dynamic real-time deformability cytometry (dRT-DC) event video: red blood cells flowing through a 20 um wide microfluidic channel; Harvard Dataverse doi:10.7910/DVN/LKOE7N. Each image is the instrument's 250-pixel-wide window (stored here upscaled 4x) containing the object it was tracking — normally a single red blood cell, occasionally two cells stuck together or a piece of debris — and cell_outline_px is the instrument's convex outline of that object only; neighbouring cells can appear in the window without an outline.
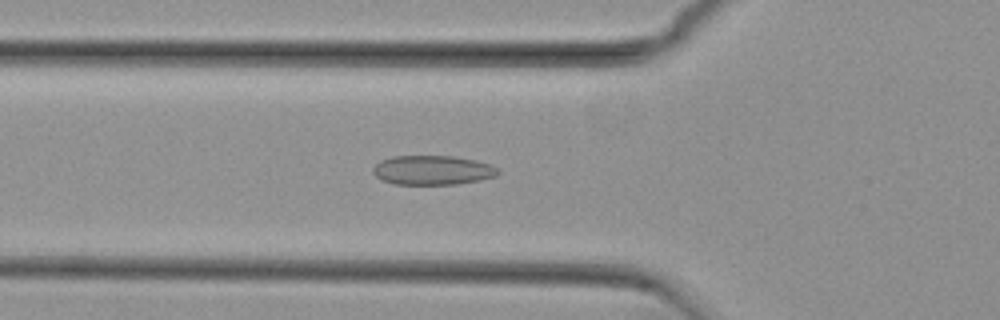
{"species": "common noctule bat (a hibernating species)", "species_latin": "Nyctalus noctula", "temperature_condition": "cold", "stored_images_in_passage": 54, "camera_frame_rate_fps": 3000, "um_per_image_px": 0.085, "animal": {"sex": "female", "body_mass_g": 29.2, "forearm_length_mm": 56.3}, "frame": {"image": 1, "passage_image": 19, "time_ms": 6.0, "image_size_px": [1000, 320], "cell_outline_px": [[500, 172], [496, 176], [480, 180], [456, 184], [396, 184], [380, 180], [372, 172], [372, 168], [380, 160], [392, 156], [452, 156], [476, 160], [488, 164], [496, 168]], "centroid_in_image_um": [36.73, 14.46], "position_along_channel_um": 89.1, "area_um2": 21.39}}
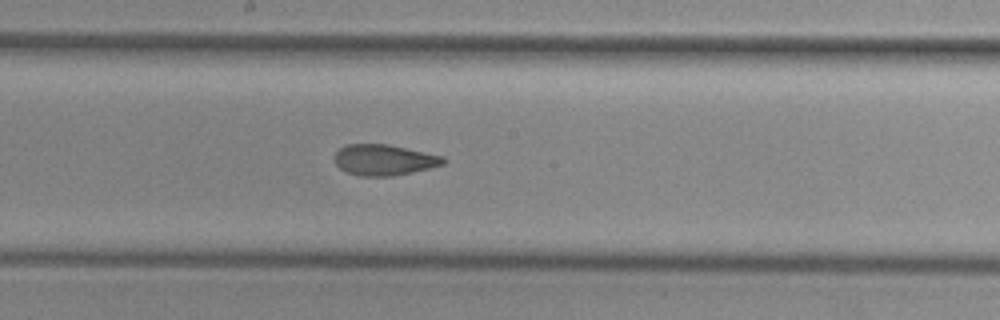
{"frame": {"image": 2, "passage_image": 29, "time_ms": 9.333, "image_size_px": [1000, 320], "cell_outline_px": [[448, 160], [444, 164], [412, 172], [392, 176], [360, 176], [348, 172], [340, 168], [336, 164], [336, 152], [340, 148], [348, 144], [388, 144], [444, 156]], "centroid_in_image_um": [32.68, 13.59], "position_along_channel_um": 215.5, "area_um2": 19.42}}
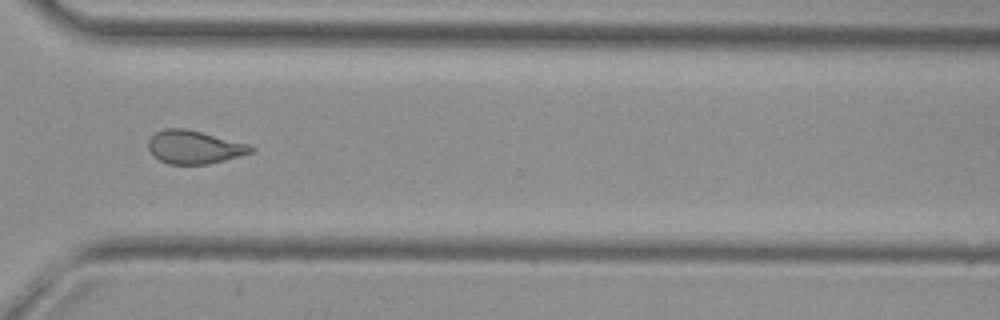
{"frame": {"image": 3, "passage_image": 40, "time_ms": 13.0, "image_size_px": [1000, 320], "cell_outline_px": [[256, 152], [208, 164], [168, 164], [152, 156], [148, 148], [148, 140], [156, 132], [164, 128], [184, 128], [248, 144], [256, 148]], "centroid_in_image_um": [16.51, 12.51], "position_along_channel_um": 354.1, "area_um2": 19.88}, "authors_computed_cell_mechanics": {"area_um2": 20.9814, "velocity_mm_per_s": 3.7877, "shape_relaxation_time_tau1_ms": null, "shape_relaxation_time_tau2_ms": 1.9124, "deformation_change_tau1": null, "deformation_change_tau2": 0.0847}}